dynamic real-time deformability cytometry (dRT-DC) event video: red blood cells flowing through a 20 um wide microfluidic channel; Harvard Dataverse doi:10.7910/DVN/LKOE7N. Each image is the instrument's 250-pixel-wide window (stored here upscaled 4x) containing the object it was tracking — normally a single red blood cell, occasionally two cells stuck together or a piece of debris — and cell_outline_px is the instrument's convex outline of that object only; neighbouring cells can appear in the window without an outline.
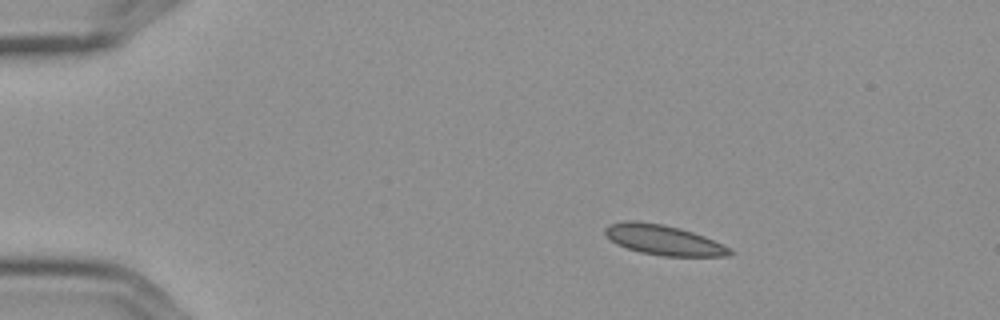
{"species": "Egyptian fruit bat (a non-hibernating species)", "species_latin": "Rousettus aegyptiacus", "temperature_condition": "cold", "stored_images_in_passage": 5, "camera_frame_rate_fps": 3000, "um_per_image_px": 0.085, "frame": {"image": 1, "passage_image": 3, "time_ms": 0.667, "image_size_px": [1000, 320], "cell_outline_px": [[736, 252], [728, 256], [664, 256], [640, 252], [616, 244], [604, 232], [604, 228], [608, 224], [628, 220], [636, 220], [664, 224], [680, 228], [704, 236], [732, 248]], "centroid_in_image_um": [56.42, 20.39], "position_along_channel_um": 28.6, "area_um2": 21.96}}
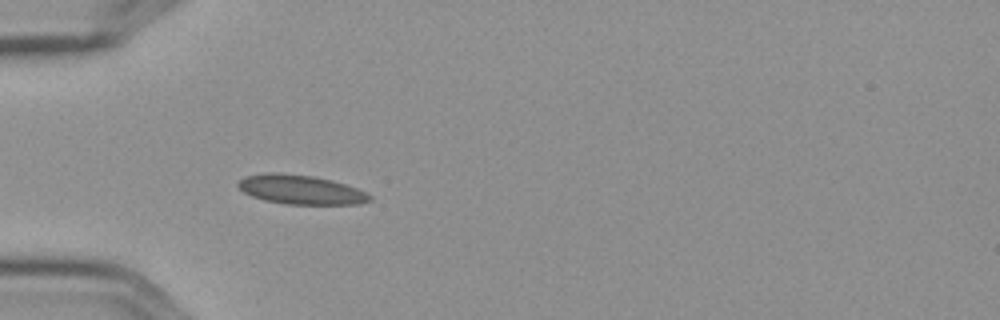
{"frame": {"image": 2, "passage_image": 5, "time_ms": 1.333, "image_size_px": [1000, 320], "cell_outline_px": [[372, 200], [360, 204], [288, 204], [264, 200], [252, 196], [244, 192], [236, 184], [244, 176], [264, 172], [280, 172], [312, 176], [332, 180], [368, 192], [372, 196]], "centroid_in_image_um": [25.57, 16.11], "position_along_channel_um": 59.4, "area_um2": 22.54}}